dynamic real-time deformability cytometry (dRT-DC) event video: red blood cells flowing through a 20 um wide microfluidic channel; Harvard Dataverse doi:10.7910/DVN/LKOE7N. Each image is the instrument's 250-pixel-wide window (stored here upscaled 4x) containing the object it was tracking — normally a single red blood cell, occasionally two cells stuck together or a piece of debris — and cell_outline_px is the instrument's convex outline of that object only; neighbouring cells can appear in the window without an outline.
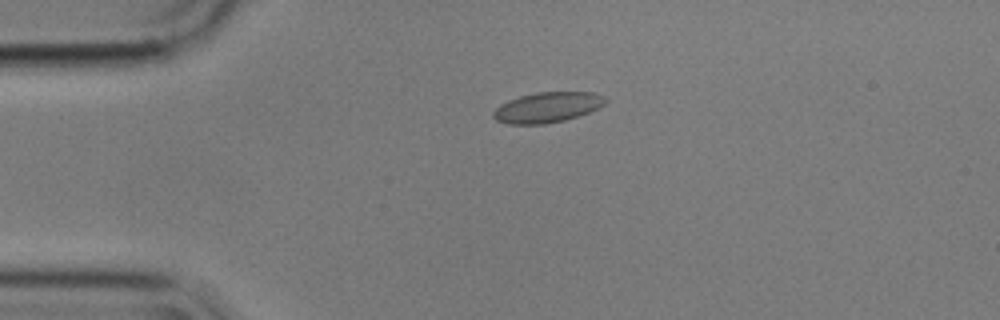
{"species": "common noctule bat (a hibernating species)", "species_latin": "Nyctalus noctula", "temperature_condition": "cold", "stored_images_in_passage": 45, "camera_frame_rate_fps": 3000, "um_per_image_px": 0.085, "animal": {"sex": "male", "body_mass_g": 17.9}, "frame": {"image": 1, "passage_image": 1, "time_ms": 0.0, "image_size_px": [1000, 320], "cell_outline_px": [[608, 100], [604, 104], [588, 112], [564, 120], [544, 124], [508, 124], [496, 120], [492, 116], [492, 112], [500, 104], [508, 100], [520, 96], [536, 92], [592, 92], [604, 96]], "centroid_in_image_um": [46.49, 9.12], "position_along_channel_um": 38.5, "area_um2": 19.71}}
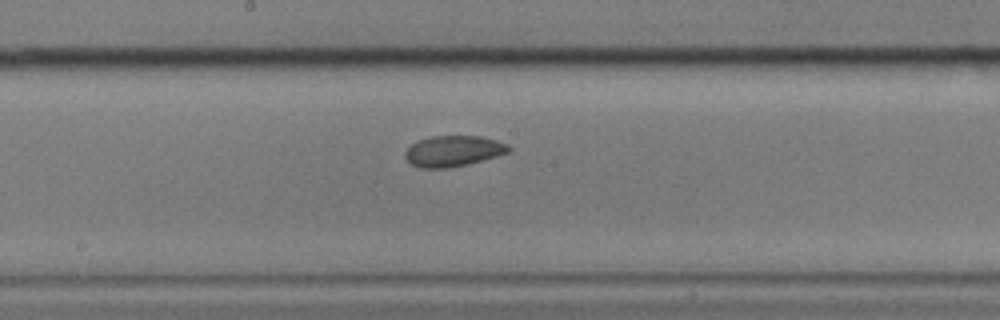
{"frame": {"image": 2, "passage_image": 18, "time_ms": 5.667, "image_size_px": [1000, 320], "cell_outline_px": [[512, 148], [508, 152], [496, 156], [468, 164], [448, 168], [420, 168], [412, 164], [404, 156], [404, 152], [412, 144], [420, 140], [432, 136], [480, 136], [496, 140], [508, 144]], "centroid_in_image_um": [38.53, 12.84], "position_along_channel_um": 209.7, "area_um2": 18.5}}
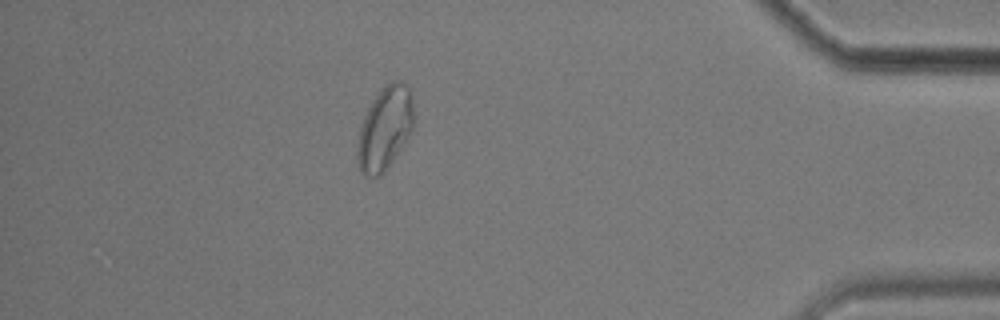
{"frame": {"image": 3, "passage_image": 38, "time_ms": 12.333, "image_size_px": [1000, 320], "cell_outline_px": [[416, 116], [412, 128], [408, 136], [384, 172], [380, 176], [364, 176], [360, 172], [356, 156], [356, 144], [360, 124], [372, 100], [380, 88], [392, 80], [400, 80], [408, 88], [412, 96]], "centroid_in_image_um": [32.7, 10.88], "position_along_channel_um": 402.5, "area_um2": 27.69}, "authors_computed_cell_mechanics": {"area_um2": 19.7098, "velocity_mm_per_s": 3.5347, "shape_relaxation_time_tau1_ms": 8.7864, "shape_relaxation_time_tau2_ms": 1.9298, "deformation_change_tau1": 0.1164, "deformation_change_tau2": 0.0394}}